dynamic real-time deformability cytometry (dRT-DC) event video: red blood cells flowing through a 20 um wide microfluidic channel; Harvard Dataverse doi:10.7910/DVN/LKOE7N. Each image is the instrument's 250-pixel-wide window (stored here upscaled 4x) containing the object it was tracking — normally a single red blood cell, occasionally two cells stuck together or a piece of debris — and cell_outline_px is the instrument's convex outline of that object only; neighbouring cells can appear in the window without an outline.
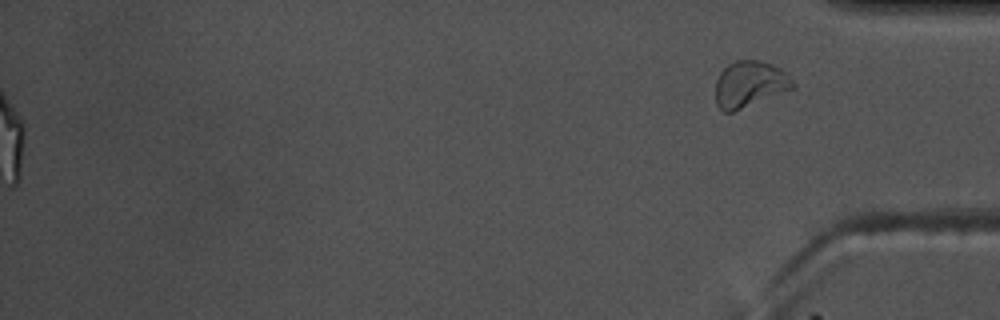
{"species": "common noctule bat (a hibernating species)", "species_latin": "Nyctalus noctula", "temperature_condition": "warm", "stored_images_in_passage": 58, "segment_of_instrument_passage": [2, 2], "camera_frame_rate_fps": 3000, "um_per_image_px": 0.085, "animal": {"sex": "male", "body_mass_g": 17.5, "forearm_length_mm": 52.3}, "frame": {"image": 1, "passage_image": 58, "time_ms": 19.0, "image_size_px": [1000, 320], "cell_outline_px": [[796, 88], [732, 112], [724, 112], [716, 104], [716, 80], [720, 72], [728, 64], [736, 60], [760, 60], [772, 64], [780, 68], [796, 84]], "centroid_in_image_um": [63.73, 7.15], "position_along_channel_um": 371.5, "area_um2": 20.87}}